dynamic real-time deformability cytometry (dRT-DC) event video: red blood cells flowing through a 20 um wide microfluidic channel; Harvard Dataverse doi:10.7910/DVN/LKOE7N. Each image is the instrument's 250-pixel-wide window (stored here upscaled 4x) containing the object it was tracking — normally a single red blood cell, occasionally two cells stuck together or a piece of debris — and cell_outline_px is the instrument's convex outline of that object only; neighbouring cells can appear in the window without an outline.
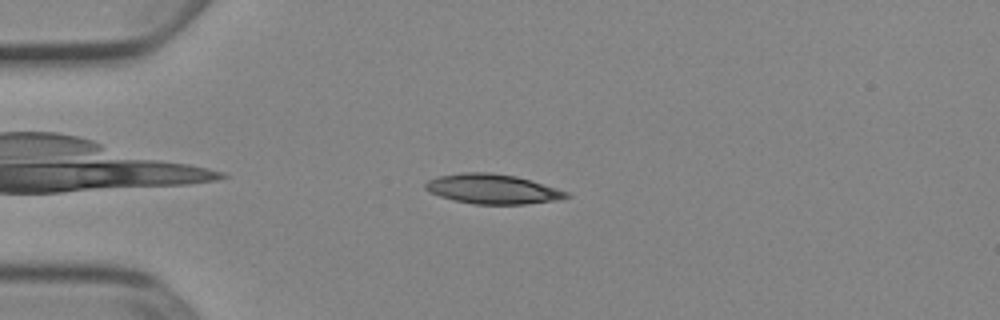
{"species": "Egyptian fruit bat (a non-hibernating species)", "species_latin": "Rousettus aegyptiacus", "temperature_condition": "cold", "stored_images_in_passage": 45, "camera_frame_rate_fps": 3000, "um_per_image_px": 0.085, "animal": {"sex": "female"}, "frame": {"image": 1, "passage_image": 6, "time_ms": 1.667, "image_size_px": [1000, 320], "cell_outline_px": [[572, 196], [560, 200], [524, 204], [476, 204], [456, 200], [440, 196], [428, 192], [424, 188], [424, 184], [428, 180], [440, 176], [460, 172], [488, 172], [516, 176], [568, 192]], "centroid_in_image_um": [41.86, 16.06], "position_along_channel_um": 43.1, "area_um2": 24.28}}
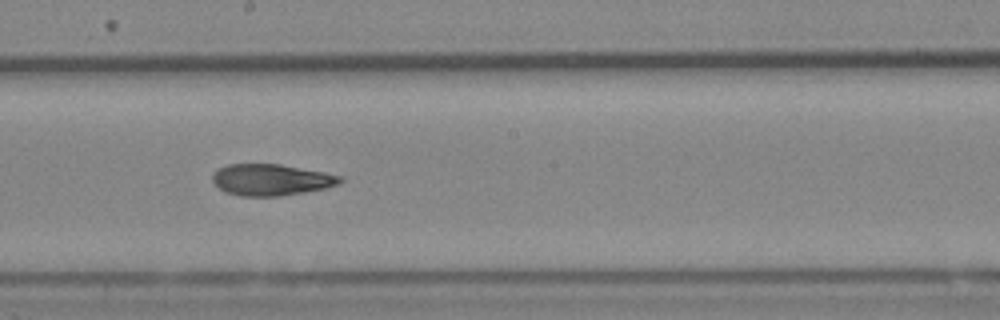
{"frame": {"image": 2, "passage_image": 22, "time_ms": 7.0, "image_size_px": [1000, 320], "cell_outline_px": [[344, 180], [340, 184], [324, 188], [304, 192], [280, 196], [240, 196], [224, 192], [212, 180], [212, 176], [220, 168], [228, 164], [280, 164], [324, 172], [344, 176]], "centroid_in_image_um": [23.09, 15.28], "position_along_channel_um": 225.1, "area_um2": 23.35}}
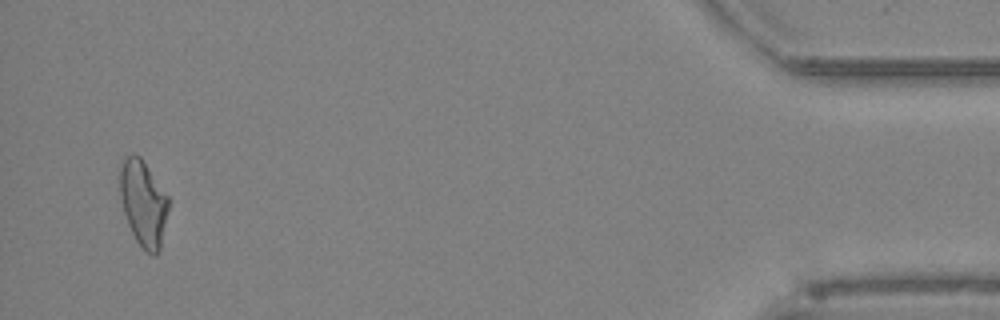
{"frame": {"image": 3, "passage_image": 43, "time_ms": 14.0, "image_size_px": [1000, 320], "cell_outline_px": [[168, 208], [160, 248], [156, 256], [148, 252], [136, 240], [128, 224], [120, 200], [120, 168], [124, 160], [132, 152], [140, 156], [168, 196]], "centroid_in_image_um": [12.17, 17.25], "position_along_channel_um": 423.0, "area_um2": 23.87}, "authors_computed_cell_mechanics": {"area_um2": 23.8714, "velocity_mm_per_s": 3.9144, "shape_relaxation_time_tau1_ms": 5.8598, "shape_relaxation_time_tau2_ms": 3.3797, "deformation_change_tau1": 0.1686, "deformation_change_tau2": 0.1144}}